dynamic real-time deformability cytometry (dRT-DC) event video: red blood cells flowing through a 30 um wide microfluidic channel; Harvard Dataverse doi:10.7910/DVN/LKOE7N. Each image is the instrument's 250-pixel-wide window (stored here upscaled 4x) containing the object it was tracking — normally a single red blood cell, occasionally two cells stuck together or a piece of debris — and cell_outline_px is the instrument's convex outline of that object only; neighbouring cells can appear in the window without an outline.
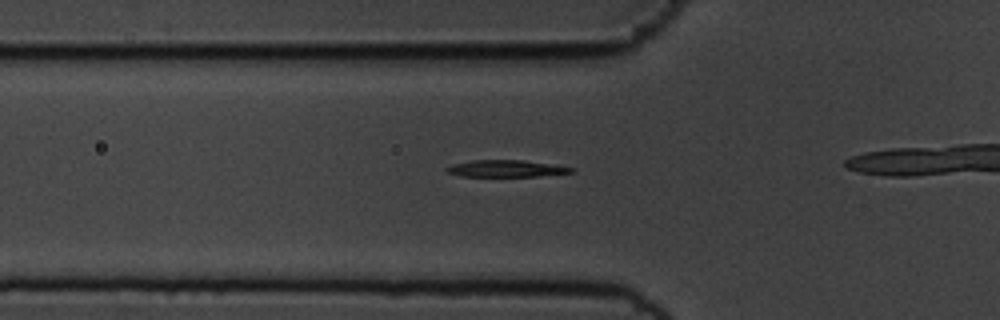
{"species": "common noctule bat (a hibernating species)", "species_latin": "Nyctalus noctula", "temperature_condition": "cold", "stored_images_in_passage": 41, "camera_frame_rate_fps": 3000, "um_per_image_px": 0.085, "animal": {"sex": "male", "body_mass_g": 19.5, "forearm_length_mm": 54.6}, "frame": {"image": 1, "passage_image": 15, "time_ms": 4.667, "image_size_px": [1000, 320], "cell_outline_px": [[576, 172], [536, 176], [460, 176], [448, 172], [444, 168], [452, 164], [472, 160], [524, 160], [572, 168]], "centroid_in_image_um": [42.96, 14.32], "position_along_channel_um": 82.8, "area_um2": 12.02}}
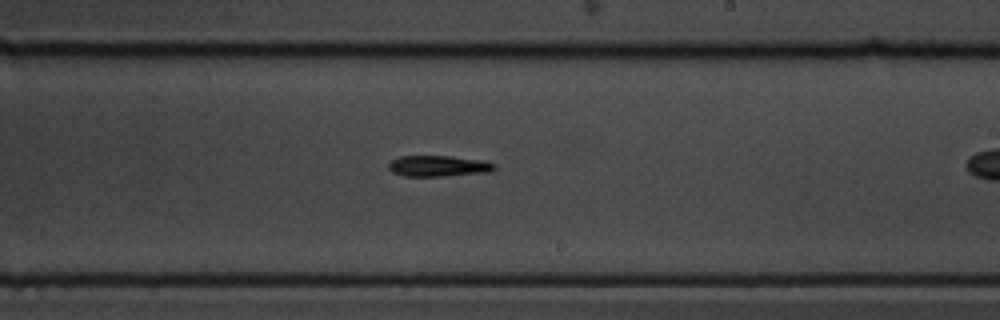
{"frame": {"image": 2, "passage_image": 29, "time_ms": 9.333, "image_size_px": [1000, 320], "cell_outline_px": [[496, 168], [492, 172], [444, 176], [404, 176], [392, 172], [388, 168], [388, 164], [392, 160], [400, 156], [448, 156], [484, 160], [496, 164]], "centroid_in_image_um": [37.3, 14.11], "position_along_channel_um": 251.7, "area_um2": 13.06}}
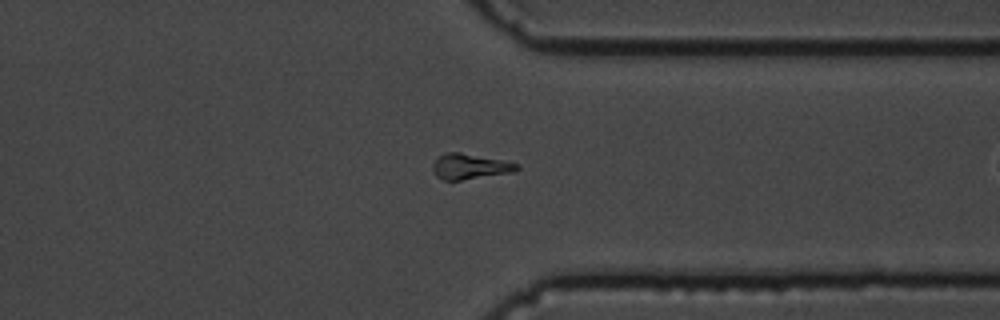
{"frame": {"image": 3, "passage_image": 39, "time_ms": 12.667, "image_size_px": [1000, 320], "cell_outline_px": [[520, 168], [516, 172], [460, 180], [444, 180], [436, 176], [432, 168], [432, 164], [444, 152], [460, 152], [508, 160], [520, 164]], "centroid_in_image_um": [40.01, 14.14], "position_along_channel_um": 371.4, "area_um2": 12.77}}